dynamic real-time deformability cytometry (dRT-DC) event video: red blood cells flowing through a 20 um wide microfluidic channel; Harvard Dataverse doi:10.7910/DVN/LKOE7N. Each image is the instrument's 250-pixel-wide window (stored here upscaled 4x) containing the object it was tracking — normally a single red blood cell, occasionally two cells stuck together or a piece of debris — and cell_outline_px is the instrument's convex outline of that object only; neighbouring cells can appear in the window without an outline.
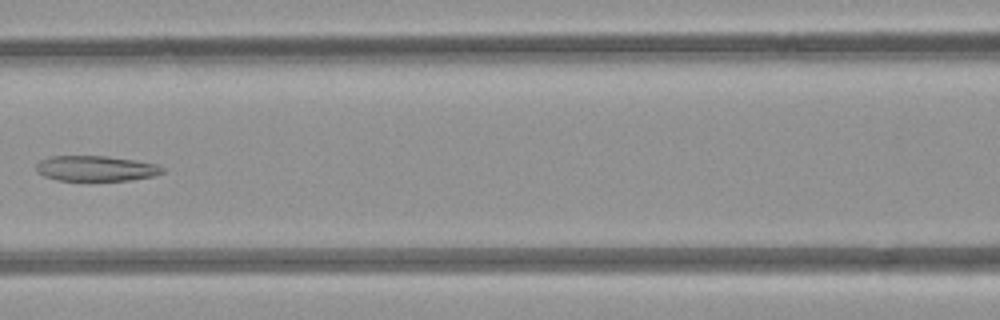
{"species": "common noctule bat (a hibernating species)", "species_latin": "Nyctalus noctula", "temperature_condition": "room temperature", "stored_images_in_passage": 5, "camera_frame_rate_fps": 3000, "um_per_image_px": 0.085, "animal": {"sex": "female", "body_mass_g": 21.9}, "frame": {"image": 1, "passage_image": 5, "time_ms": 5.333, "image_size_px": [1000, 320], "cell_outline_px": [[164, 172], [152, 176], [132, 180], [56, 180], [44, 176], [36, 172], [36, 164], [40, 160], [52, 156], [108, 156], [156, 164], [164, 168]], "centroid_in_image_um": [8.12, 14.32], "position_along_channel_um": 158.5, "area_um2": 18.55}}